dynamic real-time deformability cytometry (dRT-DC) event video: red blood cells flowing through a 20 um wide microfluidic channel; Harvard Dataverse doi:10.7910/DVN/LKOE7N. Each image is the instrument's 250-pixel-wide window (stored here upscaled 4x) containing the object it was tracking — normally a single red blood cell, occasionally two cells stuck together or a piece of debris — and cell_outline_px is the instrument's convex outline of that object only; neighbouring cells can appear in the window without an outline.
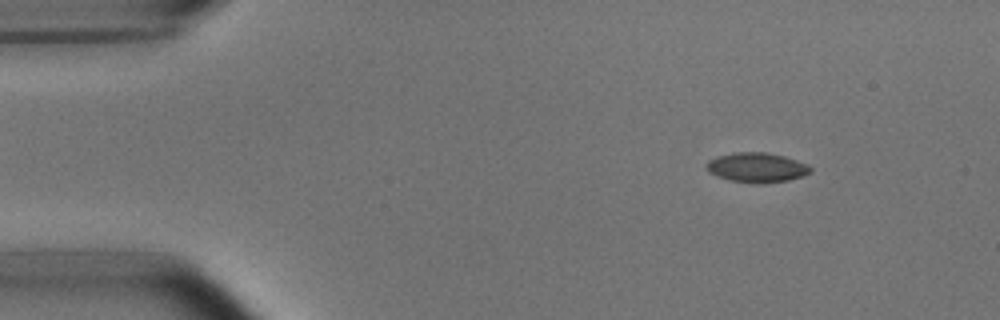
{"species": "common noctule bat (a hibernating species)", "species_latin": "Nyctalus noctula", "temperature_condition": "room temperature", "stored_images_in_passage": 52, "camera_frame_rate_fps": 3000, "um_per_image_px": 0.085, "animal": {"sex": "male", "body_mass_g": 15.6}, "frame": {"image": 1, "passage_image": 6, "time_ms": 1.667, "image_size_px": [1000, 320], "cell_outline_px": [[812, 172], [804, 176], [788, 180], [764, 184], [756, 184], [732, 180], [716, 176], [708, 172], [704, 164], [708, 160], [716, 156], [736, 152], [768, 152], [784, 156], [808, 164], [812, 168]], "centroid_in_image_um": [64.33, 14.24], "position_along_channel_um": 20.7, "area_um2": 18.32}}
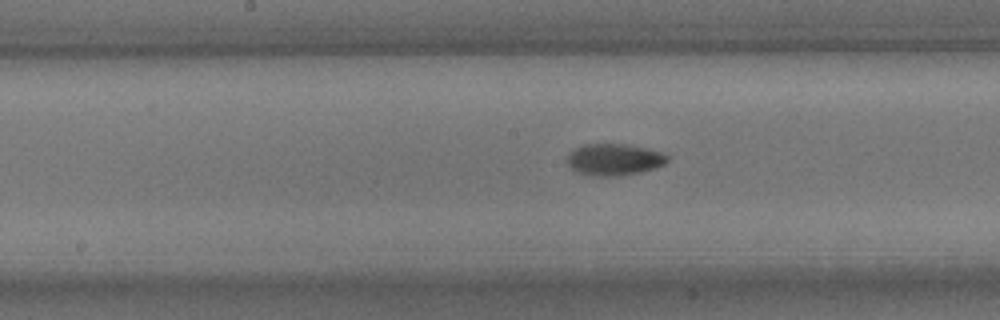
{"frame": {"image": 2, "passage_image": 26, "time_ms": 8.333, "image_size_px": [1000, 320], "cell_outline_px": [[668, 160], [664, 164], [656, 168], [640, 172], [620, 176], [592, 176], [576, 172], [568, 164], [568, 152], [584, 144], [628, 144], [660, 152], [668, 156]], "centroid_in_image_um": [52.19, 13.57], "position_along_channel_um": 196.0, "area_um2": 18.5}}
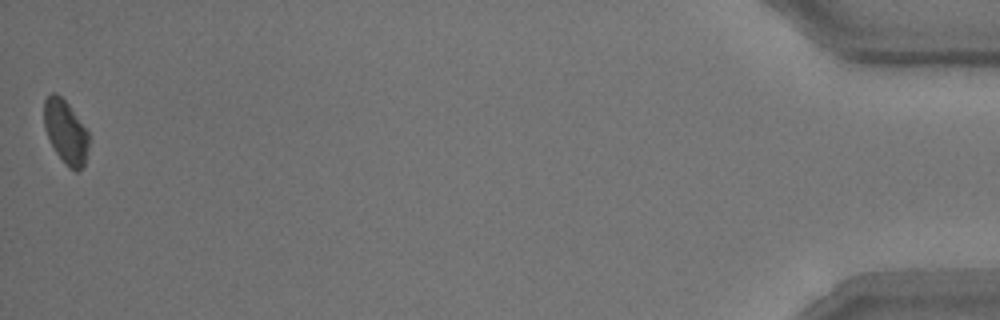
{"frame": {"image": 3, "passage_image": 52, "time_ms": 17.0, "image_size_px": [1000, 320], "cell_outline_px": [[88, 148], [84, 164], [76, 172], [68, 168], [56, 152], [44, 128], [44, 100], [52, 92], [56, 92], [68, 104], [88, 132]], "centroid_in_image_um": [5.57, 11.21], "position_along_channel_um": 429.6, "area_um2": 16.3}, "authors_computed_cell_mechanics": {"area_um2": 17.8024, "velocity_mm_per_s": 3.7775, "shape_relaxation_time_tau1_ms": 4.5358, "shape_relaxation_time_tau2_ms": 4.4479, "deformation_change_tau1": 0.1277, "deformation_change_tau2": 0.0615}}